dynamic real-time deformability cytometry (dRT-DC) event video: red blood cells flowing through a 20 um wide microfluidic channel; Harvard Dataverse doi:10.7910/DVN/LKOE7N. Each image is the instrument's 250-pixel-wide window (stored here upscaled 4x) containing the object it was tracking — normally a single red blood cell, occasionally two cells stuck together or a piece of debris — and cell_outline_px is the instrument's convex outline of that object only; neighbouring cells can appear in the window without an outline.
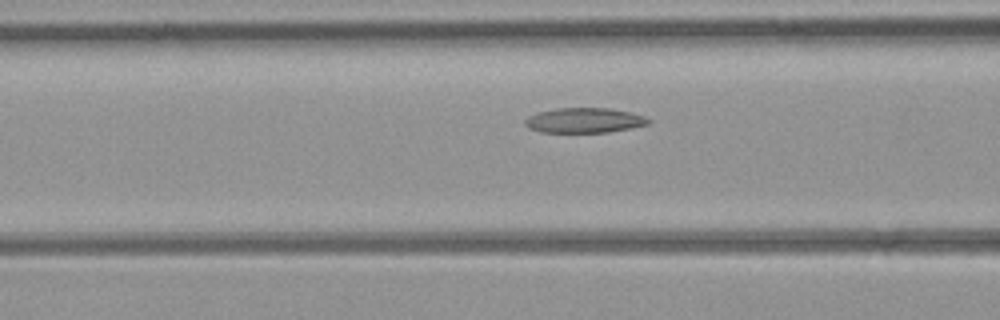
{"species": "common noctule bat (a hibernating species)", "species_latin": "Nyctalus noctula", "temperature_condition": "room temperature", "stored_images_in_passage": 31, "camera_frame_rate_fps": 3000, "um_per_image_px": 0.085, "animal": {"sex": "female", "body_mass_g": 21.9}, "frame": {"image": 1, "passage_image": 9, "time_ms": 2.667, "image_size_px": [1000, 320], "cell_outline_px": [[652, 120], [648, 124], [632, 128], [608, 132], [540, 132], [528, 128], [524, 124], [524, 120], [528, 116], [536, 112], [556, 108], [612, 108], [632, 112], [644, 116]], "centroid_in_image_um": [49.66, 10.22], "position_along_channel_um": 116.9, "area_um2": 18.21}}
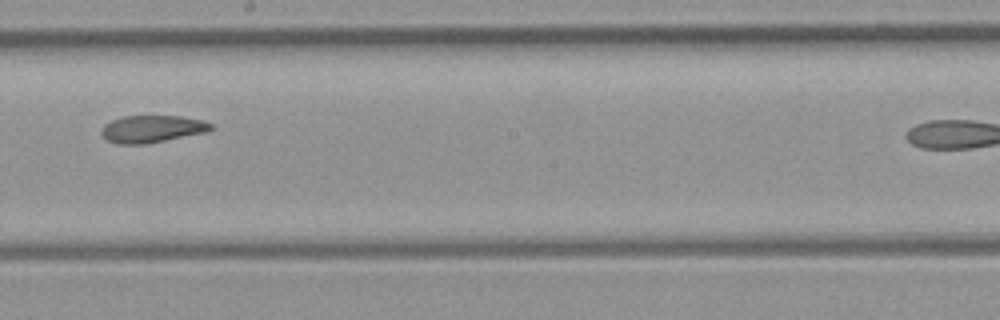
{"frame": {"image": 2, "passage_image": 18, "time_ms": 5.667, "image_size_px": [1000, 320], "cell_outline_px": [[216, 128], [204, 132], [144, 144], [116, 144], [108, 140], [100, 132], [104, 124], [112, 120], [124, 116], [180, 116], [200, 120], [212, 124]], "centroid_in_image_um": [12.89, 10.95], "position_along_channel_um": 235.3, "area_um2": 17.11}}
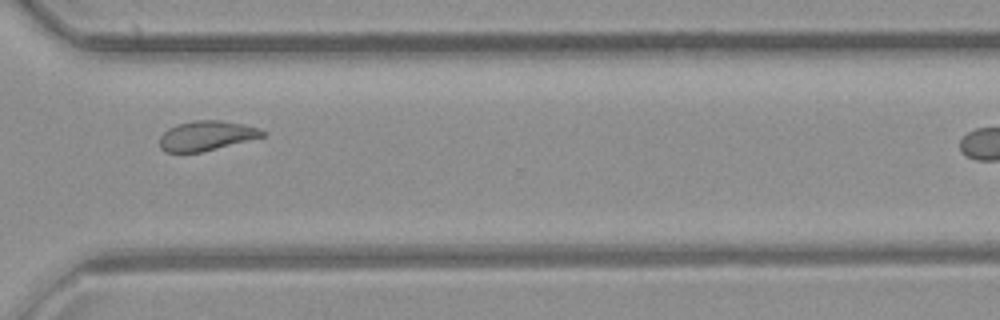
{"frame": {"image": 3, "passage_image": 27, "time_ms": 8.667, "image_size_px": [1000, 320], "cell_outline_px": [[268, 136], [200, 152], [164, 152], [160, 148], [160, 136], [168, 128], [176, 124], [192, 120], [220, 120], [244, 124], [260, 128], [268, 132]], "centroid_in_image_um": [17.6, 11.52], "position_along_channel_um": 353.0, "area_um2": 18.09}}